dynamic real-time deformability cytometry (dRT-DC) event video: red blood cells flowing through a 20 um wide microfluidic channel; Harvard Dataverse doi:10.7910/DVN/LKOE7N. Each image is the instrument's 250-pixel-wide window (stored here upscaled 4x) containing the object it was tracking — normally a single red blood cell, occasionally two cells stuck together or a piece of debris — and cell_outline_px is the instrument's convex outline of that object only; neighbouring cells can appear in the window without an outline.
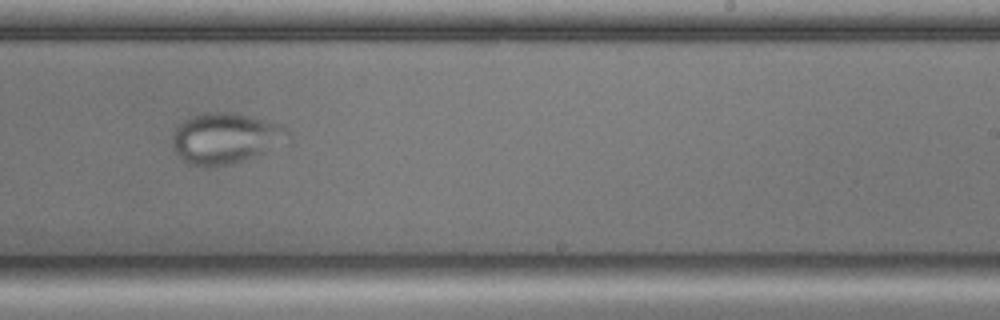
{"species": "common noctule bat (a hibernating species)", "species_latin": "Nyctalus noctula", "temperature_condition": "cold", "stored_images_in_passage": 55, "camera_frame_rate_fps": 3000, "um_per_image_px": 0.085, "animal": {"sex": "male", "body_mass_g": 17.9, "forearm_length_mm": 54.2}, "frame": {"image": 1, "passage_image": 33, "time_ms": 10.667, "image_size_px": [1000, 320], "cell_outline_px": [[292, 144], [228, 164], [208, 168], [204, 168], [188, 164], [176, 156], [172, 148], [172, 132], [188, 116], [204, 112], [232, 112], [264, 120], [276, 124], [284, 128], [292, 136]], "centroid_in_image_um": [19.16, 11.78], "position_along_channel_um": 269.8, "area_um2": 35.03}}